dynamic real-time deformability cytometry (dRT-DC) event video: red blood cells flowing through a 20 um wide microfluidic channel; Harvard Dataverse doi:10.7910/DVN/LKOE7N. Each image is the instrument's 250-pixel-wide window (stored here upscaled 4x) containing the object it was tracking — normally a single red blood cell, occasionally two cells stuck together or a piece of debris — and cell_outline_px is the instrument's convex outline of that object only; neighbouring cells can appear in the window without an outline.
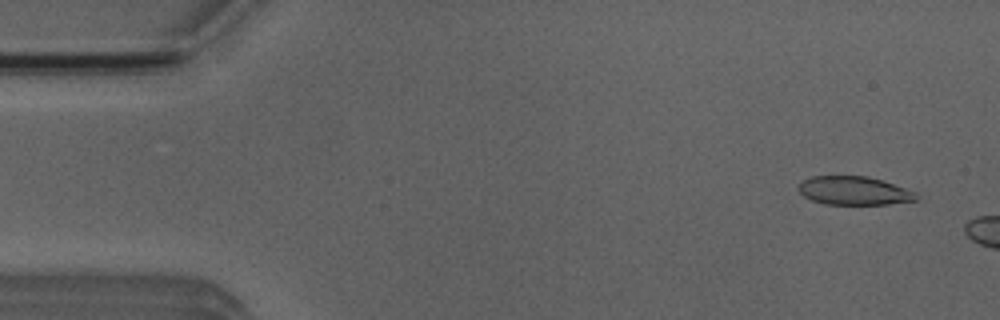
{"species": "Egyptian fruit bat (a non-hibernating species)", "species_latin": "Rousettus aegyptiacus", "temperature_condition": "room temperature", "stored_images_in_passage": 7, "camera_frame_rate_fps": 3000, "um_per_image_px": 0.085, "animal": {"sex": "male"}, "frame": {"image": 1, "passage_image": 3, "time_ms": 0.667, "image_size_px": [1000, 320], "cell_outline_px": [[920, 200], [888, 204], [824, 204], [812, 200], [804, 196], [796, 188], [804, 180], [812, 176], [868, 176], [916, 192], [920, 196]], "centroid_in_image_um": [72.61, 16.22], "position_along_channel_um": 12.4, "area_um2": 19.54}}